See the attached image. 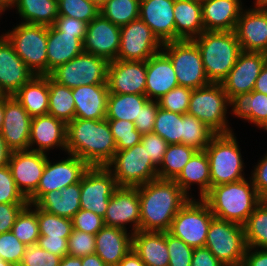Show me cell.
<instances>
[{"mask_svg": "<svg viewBox=\"0 0 267 266\" xmlns=\"http://www.w3.org/2000/svg\"><path fill=\"white\" fill-rule=\"evenodd\" d=\"M140 230L167 232L179 210L190 200L174 180L155 179L138 186Z\"/></svg>", "mask_w": 267, "mask_h": 266, "instance_id": "cell-1", "label": "cell"}, {"mask_svg": "<svg viewBox=\"0 0 267 266\" xmlns=\"http://www.w3.org/2000/svg\"><path fill=\"white\" fill-rule=\"evenodd\" d=\"M66 151L90 167H105L117 151L108 120L74 118L67 123Z\"/></svg>", "mask_w": 267, "mask_h": 266, "instance_id": "cell-2", "label": "cell"}, {"mask_svg": "<svg viewBox=\"0 0 267 266\" xmlns=\"http://www.w3.org/2000/svg\"><path fill=\"white\" fill-rule=\"evenodd\" d=\"M214 217L244 225L255 207L262 201L253 186L245 179L210 188L202 198Z\"/></svg>", "mask_w": 267, "mask_h": 266, "instance_id": "cell-3", "label": "cell"}, {"mask_svg": "<svg viewBox=\"0 0 267 266\" xmlns=\"http://www.w3.org/2000/svg\"><path fill=\"white\" fill-rule=\"evenodd\" d=\"M193 41L202 56L205 74L210 83H221L236 64L241 53L234 31H204Z\"/></svg>", "mask_w": 267, "mask_h": 266, "instance_id": "cell-4", "label": "cell"}, {"mask_svg": "<svg viewBox=\"0 0 267 266\" xmlns=\"http://www.w3.org/2000/svg\"><path fill=\"white\" fill-rule=\"evenodd\" d=\"M234 133L216 134L204 149L210 163L211 187L241 181L244 162Z\"/></svg>", "mask_w": 267, "mask_h": 266, "instance_id": "cell-5", "label": "cell"}, {"mask_svg": "<svg viewBox=\"0 0 267 266\" xmlns=\"http://www.w3.org/2000/svg\"><path fill=\"white\" fill-rule=\"evenodd\" d=\"M230 100L221 83L192 89L188 114L195 116L216 134L232 132L226 117Z\"/></svg>", "mask_w": 267, "mask_h": 266, "instance_id": "cell-6", "label": "cell"}, {"mask_svg": "<svg viewBox=\"0 0 267 266\" xmlns=\"http://www.w3.org/2000/svg\"><path fill=\"white\" fill-rule=\"evenodd\" d=\"M3 35L35 75H47L48 26L19 23Z\"/></svg>", "mask_w": 267, "mask_h": 266, "instance_id": "cell-7", "label": "cell"}, {"mask_svg": "<svg viewBox=\"0 0 267 266\" xmlns=\"http://www.w3.org/2000/svg\"><path fill=\"white\" fill-rule=\"evenodd\" d=\"M105 167L112 173L118 187H138L158 178L157 168L141 142L132 148L117 150Z\"/></svg>", "mask_w": 267, "mask_h": 266, "instance_id": "cell-8", "label": "cell"}, {"mask_svg": "<svg viewBox=\"0 0 267 266\" xmlns=\"http://www.w3.org/2000/svg\"><path fill=\"white\" fill-rule=\"evenodd\" d=\"M205 247L225 266H242L247 249L244 227L213 217Z\"/></svg>", "mask_w": 267, "mask_h": 266, "instance_id": "cell-9", "label": "cell"}, {"mask_svg": "<svg viewBox=\"0 0 267 266\" xmlns=\"http://www.w3.org/2000/svg\"><path fill=\"white\" fill-rule=\"evenodd\" d=\"M162 51L172 62L179 86L197 89L210 84L204 71L200 50L193 40L164 43Z\"/></svg>", "mask_w": 267, "mask_h": 266, "instance_id": "cell-10", "label": "cell"}, {"mask_svg": "<svg viewBox=\"0 0 267 266\" xmlns=\"http://www.w3.org/2000/svg\"><path fill=\"white\" fill-rule=\"evenodd\" d=\"M214 217L203 199L191 198L172 220L169 233L193 248L205 247L207 233Z\"/></svg>", "mask_w": 267, "mask_h": 266, "instance_id": "cell-11", "label": "cell"}, {"mask_svg": "<svg viewBox=\"0 0 267 266\" xmlns=\"http://www.w3.org/2000/svg\"><path fill=\"white\" fill-rule=\"evenodd\" d=\"M108 65L107 59L83 51L58 66L49 76L58 84L71 89L83 85L107 84Z\"/></svg>", "mask_w": 267, "mask_h": 266, "instance_id": "cell-12", "label": "cell"}, {"mask_svg": "<svg viewBox=\"0 0 267 266\" xmlns=\"http://www.w3.org/2000/svg\"><path fill=\"white\" fill-rule=\"evenodd\" d=\"M68 155L67 159L56 163L50 162L47 158L37 190L27 199L28 204H36L46 193L61 191L65 187L81 181L90 166L79 157Z\"/></svg>", "mask_w": 267, "mask_h": 266, "instance_id": "cell-13", "label": "cell"}, {"mask_svg": "<svg viewBox=\"0 0 267 266\" xmlns=\"http://www.w3.org/2000/svg\"><path fill=\"white\" fill-rule=\"evenodd\" d=\"M81 209L104 218L113 192L118 188L112 173L103 166H93L80 181Z\"/></svg>", "mask_w": 267, "mask_h": 266, "instance_id": "cell-14", "label": "cell"}, {"mask_svg": "<svg viewBox=\"0 0 267 266\" xmlns=\"http://www.w3.org/2000/svg\"><path fill=\"white\" fill-rule=\"evenodd\" d=\"M162 43L140 19L120 27V47L117 59L146 61L162 50Z\"/></svg>", "mask_w": 267, "mask_h": 266, "instance_id": "cell-15", "label": "cell"}, {"mask_svg": "<svg viewBox=\"0 0 267 266\" xmlns=\"http://www.w3.org/2000/svg\"><path fill=\"white\" fill-rule=\"evenodd\" d=\"M47 153L33 150L13 151L8 166L18 190L28 199L39 185L45 169Z\"/></svg>", "mask_w": 267, "mask_h": 266, "instance_id": "cell-16", "label": "cell"}, {"mask_svg": "<svg viewBox=\"0 0 267 266\" xmlns=\"http://www.w3.org/2000/svg\"><path fill=\"white\" fill-rule=\"evenodd\" d=\"M267 62V54L241 51L236 64L221 82L229 100L234 96L252 92L261 69Z\"/></svg>", "mask_w": 267, "mask_h": 266, "instance_id": "cell-17", "label": "cell"}, {"mask_svg": "<svg viewBox=\"0 0 267 266\" xmlns=\"http://www.w3.org/2000/svg\"><path fill=\"white\" fill-rule=\"evenodd\" d=\"M140 212L138 187H118L110 198L104 224L127 230L131 223L133 234L140 230Z\"/></svg>", "mask_w": 267, "mask_h": 266, "instance_id": "cell-18", "label": "cell"}, {"mask_svg": "<svg viewBox=\"0 0 267 266\" xmlns=\"http://www.w3.org/2000/svg\"><path fill=\"white\" fill-rule=\"evenodd\" d=\"M32 117L16 97L4 95V117L1 134L13 151L28 150Z\"/></svg>", "mask_w": 267, "mask_h": 266, "instance_id": "cell-19", "label": "cell"}, {"mask_svg": "<svg viewBox=\"0 0 267 266\" xmlns=\"http://www.w3.org/2000/svg\"><path fill=\"white\" fill-rule=\"evenodd\" d=\"M120 47V27L99 14L87 25L83 42L84 52L116 60Z\"/></svg>", "mask_w": 267, "mask_h": 266, "instance_id": "cell-20", "label": "cell"}, {"mask_svg": "<svg viewBox=\"0 0 267 266\" xmlns=\"http://www.w3.org/2000/svg\"><path fill=\"white\" fill-rule=\"evenodd\" d=\"M107 84L109 93L145 95L146 61H110Z\"/></svg>", "mask_w": 267, "mask_h": 266, "instance_id": "cell-21", "label": "cell"}, {"mask_svg": "<svg viewBox=\"0 0 267 266\" xmlns=\"http://www.w3.org/2000/svg\"><path fill=\"white\" fill-rule=\"evenodd\" d=\"M242 51L267 54V10H242L234 30Z\"/></svg>", "mask_w": 267, "mask_h": 266, "instance_id": "cell-22", "label": "cell"}, {"mask_svg": "<svg viewBox=\"0 0 267 266\" xmlns=\"http://www.w3.org/2000/svg\"><path fill=\"white\" fill-rule=\"evenodd\" d=\"M35 73L16 54L12 44L0 36V91L3 95L13 96Z\"/></svg>", "mask_w": 267, "mask_h": 266, "instance_id": "cell-23", "label": "cell"}, {"mask_svg": "<svg viewBox=\"0 0 267 266\" xmlns=\"http://www.w3.org/2000/svg\"><path fill=\"white\" fill-rule=\"evenodd\" d=\"M175 0H140L139 18L164 44L175 41Z\"/></svg>", "mask_w": 267, "mask_h": 266, "instance_id": "cell-24", "label": "cell"}, {"mask_svg": "<svg viewBox=\"0 0 267 266\" xmlns=\"http://www.w3.org/2000/svg\"><path fill=\"white\" fill-rule=\"evenodd\" d=\"M66 133L67 124L52 115L32 117L28 149L45 153L61 147L66 152Z\"/></svg>", "mask_w": 267, "mask_h": 266, "instance_id": "cell-25", "label": "cell"}, {"mask_svg": "<svg viewBox=\"0 0 267 266\" xmlns=\"http://www.w3.org/2000/svg\"><path fill=\"white\" fill-rule=\"evenodd\" d=\"M177 86L172 62L162 50L146 60L145 95L149 100H158Z\"/></svg>", "mask_w": 267, "mask_h": 266, "instance_id": "cell-26", "label": "cell"}, {"mask_svg": "<svg viewBox=\"0 0 267 266\" xmlns=\"http://www.w3.org/2000/svg\"><path fill=\"white\" fill-rule=\"evenodd\" d=\"M241 0H201L205 31H234L243 10Z\"/></svg>", "mask_w": 267, "mask_h": 266, "instance_id": "cell-27", "label": "cell"}, {"mask_svg": "<svg viewBox=\"0 0 267 266\" xmlns=\"http://www.w3.org/2000/svg\"><path fill=\"white\" fill-rule=\"evenodd\" d=\"M132 235L122 228L105 225L95 235V253L107 266H118L132 249Z\"/></svg>", "mask_w": 267, "mask_h": 266, "instance_id": "cell-28", "label": "cell"}, {"mask_svg": "<svg viewBox=\"0 0 267 266\" xmlns=\"http://www.w3.org/2000/svg\"><path fill=\"white\" fill-rule=\"evenodd\" d=\"M75 118L106 119L108 84L83 85L72 89Z\"/></svg>", "mask_w": 267, "mask_h": 266, "instance_id": "cell-29", "label": "cell"}, {"mask_svg": "<svg viewBox=\"0 0 267 266\" xmlns=\"http://www.w3.org/2000/svg\"><path fill=\"white\" fill-rule=\"evenodd\" d=\"M47 75L58 66L72 60L83 50V42L75 34H65L48 26Z\"/></svg>", "mask_w": 267, "mask_h": 266, "instance_id": "cell-30", "label": "cell"}, {"mask_svg": "<svg viewBox=\"0 0 267 266\" xmlns=\"http://www.w3.org/2000/svg\"><path fill=\"white\" fill-rule=\"evenodd\" d=\"M132 249L146 266H168L166 232L137 231L132 235Z\"/></svg>", "mask_w": 267, "mask_h": 266, "instance_id": "cell-31", "label": "cell"}, {"mask_svg": "<svg viewBox=\"0 0 267 266\" xmlns=\"http://www.w3.org/2000/svg\"><path fill=\"white\" fill-rule=\"evenodd\" d=\"M175 41L193 40L204 32L201 0H175Z\"/></svg>", "mask_w": 267, "mask_h": 266, "instance_id": "cell-32", "label": "cell"}, {"mask_svg": "<svg viewBox=\"0 0 267 266\" xmlns=\"http://www.w3.org/2000/svg\"><path fill=\"white\" fill-rule=\"evenodd\" d=\"M80 182L69 185L61 191L46 193L35 205L43 211L71 219L80 209Z\"/></svg>", "mask_w": 267, "mask_h": 266, "instance_id": "cell-33", "label": "cell"}, {"mask_svg": "<svg viewBox=\"0 0 267 266\" xmlns=\"http://www.w3.org/2000/svg\"><path fill=\"white\" fill-rule=\"evenodd\" d=\"M14 97L31 117L48 114L49 75H35L14 94Z\"/></svg>", "mask_w": 267, "mask_h": 266, "instance_id": "cell-34", "label": "cell"}, {"mask_svg": "<svg viewBox=\"0 0 267 266\" xmlns=\"http://www.w3.org/2000/svg\"><path fill=\"white\" fill-rule=\"evenodd\" d=\"M174 181L187 195L191 190L190 186L199 185L202 199L211 188L210 163L205 150L197 151Z\"/></svg>", "mask_w": 267, "mask_h": 266, "instance_id": "cell-35", "label": "cell"}, {"mask_svg": "<svg viewBox=\"0 0 267 266\" xmlns=\"http://www.w3.org/2000/svg\"><path fill=\"white\" fill-rule=\"evenodd\" d=\"M233 114L267 131V95L256 91L234 96L230 100Z\"/></svg>", "mask_w": 267, "mask_h": 266, "instance_id": "cell-36", "label": "cell"}, {"mask_svg": "<svg viewBox=\"0 0 267 266\" xmlns=\"http://www.w3.org/2000/svg\"><path fill=\"white\" fill-rule=\"evenodd\" d=\"M13 6L23 23L52 26L59 16L57 0H16Z\"/></svg>", "mask_w": 267, "mask_h": 266, "instance_id": "cell-37", "label": "cell"}, {"mask_svg": "<svg viewBox=\"0 0 267 266\" xmlns=\"http://www.w3.org/2000/svg\"><path fill=\"white\" fill-rule=\"evenodd\" d=\"M148 101L146 95L109 93L106 119L127 120L134 123L141 108Z\"/></svg>", "mask_w": 267, "mask_h": 266, "instance_id": "cell-38", "label": "cell"}, {"mask_svg": "<svg viewBox=\"0 0 267 266\" xmlns=\"http://www.w3.org/2000/svg\"><path fill=\"white\" fill-rule=\"evenodd\" d=\"M48 114L66 124L75 118V104L72 89L58 84L49 76Z\"/></svg>", "mask_w": 267, "mask_h": 266, "instance_id": "cell-39", "label": "cell"}, {"mask_svg": "<svg viewBox=\"0 0 267 266\" xmlns=\"http://www.w3.org/2000/svg\"><path fill=\"white\" fill-rule=\"evenodd\" d=\"M197 151L185 144H168L162 163L157 169L158 178L174 180Z\"/></svg>", "mask_w": 267, "mask_h": 266, "instance_id": "cell-40", "label": "cell"}, {"mask_svg": "<svg viewBox=\"0 0 267 266\" xmlns=\"http://www.w3.org/2000/svg\"><path fill=\"white\" fill-rule=\"evenodd\" d=\"M247 247L267 248V200H262L243 225Z\"/></svg>", "mask_w": 267, "mask_h": 266, "instance_id": "cell-41", "label": "cell"}, {"mask_svg": "<svg viewBox=\"0 0 267 266\" xmlns=\"http://www.w3.org/2000/svg\"><path fill=\"white\" fill-rule=\"evenodd\" d=\"M183 135L182 144L203 151L211 142L216 133L188 113L182 114Z\"/></svg>", "mask_w": 267, "mask_h": 266, "instance_id": "cell-42", "label": "cell"}, {"mask_svg": "<svg viewBox=\"0 0 267 266\" xmlns=\"http://www.w3.org/2000/svg\"><path fill=\"white\" fill-rule=\"evenodd\" d=\"M140 0H107L100 14L119 27L139 18Z\"/></svg>", "mask_w": 267, "mask_h": 266, "instance_id": "cell-43", "label": "cell"}, {"mask_svg": "<svg viewBox=\"0 0 267 266\" xmlns=\"http://www.w3.org/2000/svg\"><path fill=\"white\" fill-rule=\"evenodd\" d=\"M32 206L34 210L31 209ZM11 231L18 240L26 246L37 244L40 233L37 218V206L35 204H27L21 210Z\"/></svg>", "mask_w": 267, "mask_h": 266, "instance_id": "cell-44", "label": "cell"}, {"mask_svg": "<svg viewBox=\"0 0 267 266\" xmlns=\"http://www.w3.org/2000/svg\"><path fill=\"white\" fill-rule=\"evenodd\" d=\"M153 133L162 137L168 144H182V114L159 107Z\"/></svg>", "mask_w": 267, "mask_h": 266, "instance_id": "cell-45", "label": "cell"}, {"mask_svg": "<svg viewBox=\"0 0 267 266\" xmlns=\"http://www.w3.org/2000/svg\"><path fill=\"white\" fill-rule=\"evenodd\" d=\"M37 218L40 236L69 239L73 230L71 219L47 213L38 207Z\"/></svg>", "mask_w": 267, "mask_h": 266, "instance_id": "cell-46", "label": "cell"}, {"mask_svg": "<svg viewBox=\"0 0 267 266\" xmlns=\"http://www.w3.org/2000/svg\"><path fill=\"white\" fill-rule=\"evenodd\" d=\"M59 16L90 23L100 14V8L88 0H57Z\"/></svg>", "mask_w": 267, "mask_h": 266, "instance_id": "cell-47", "label": "cell"}, {"mask_svg": "<svg viewBox=\"0 0 267 266\" xmlns=\"http://www.w3.org/2000/svg\"><path fill=\"white\" fill-rule=\"evenodd\" d=\"M107 120L115 140L117 150L129 149L141 142L142 134L136 129L133 122L117 119Z\"/></svg>", "mask_w": 267, "mask_h": 266, "instance_id": "cell-48", "label": "cell"}, {"mask_svg": "<svg viewBox=\"0 0 267 266\" xmlns=\"http://www.w3.org/2000/svg\"><path fill=\"white\" fill-rule=\"evenodd\" d=\"M192 89L183 86H177L171 89L167 94L159 98V107L178 114H185L189 109V102Z\"/></svg>", "mask_w": 267, "mask_h": 266, "instance_id": "cell-49", "label": "cell"}, {"mask_svg": "<svg viewBox=\"0 0 267 266\" xmlns=\"http://www.w3.org/2000/svg\"><path fill=\"white\" fill-rule=\"evenodd\" d=\"M166 244L169 252L168 266H191L194 248L183 240L166 232Z\"/></svg>", "mask_w": 267, "mask_h": 266, "instance_id": "cell-50", "label": "cell"}, {"mask_svg": "<svg viewBox=\"0 0 267 266\" xmlns=\"http://www.w3.org/2000/svg\"><path fill=\"white\" fill-rule=\"evenodd\" d=\"M28 204L27 199L18 190L9 166L0 167V204Z\"/></svg>", "mask_w": 267, "mask_h": 266, "instance_id": "cell-51", "label": "cell"}, {"mask_svg": "<svg viewBox=\"0 0 267 266\" xmlns=\"http://www.w3.org/2000/svg\"><path fill=\"white\" fill-rule=\"evenodd\" d=\"M26 247L12 231L0 234V256L2 260L19 266Z\"/></svg>", "mask_w": 267, "mask_h": 266, "instance_id": "cell-52", "label": "cell"}, {"mask_svg": "<svg viewBox=\"0 0 267 266\" xmlns=\"http://www.w3.org/2000/svg\"><path fill=\"white\" fill-rule=\"evenodd\" d=\"M94 253L95 235L73 229L68 239V255L81 258Z\"/></svg>", "mask_w": 267, "mask_h": 266, "instance_id": "cell-53", "label": "cell"}, {"mask_svg": "<svg viewBox=\"0 0 267 266\" xmlns=\"http://www.w3.org/2000/svg\"><path fill=\"white\" fill-rule=\"evenodd\" d=\"M61 258L38 244L26 247L19 266H58Z\"/></svg>", "mask_w": 267, "mask_h": 266, "instance_id": "cell-54", "label": "cell"}, {"mask_svg": "<svg viewBox=\"0 0 267 266\" xmlns=\"http://www.w3.org/2000/svg\"><path fill=\"white\" fill-rule=\"evenodd\" d=\"M73 229L96 235L104 224V218L91 211L80 209L72 218Z\"/></svg>", "mask_w": 267, "mask_h": 266, "instance_id": "cell-55", "label": "cell"}, {"mask_svg": "<svg viewBox=\"0 0 267 266\" xmlns=\"http://www.w3.org/2000/svg\"><path fill=\"white\" fill-rule=\"evenodd\" d=\"M141 143L144 148H146V152L148 153V157L151 159L152 164L158 169L162 163L168 143L155 133L143 134Z\"/></svg>", "mask_w": 267, "mask_h": 266, "instance_id": "cell-56", "label": "cell"}, {"mask_svg": "<svg viewBox=\"0 0 267 266\" xmlns=\"http://www.w3.org/2000/svg\"><path fill=\"white\" fill-rule=\"evenodd\" d=\"M159 104L157 100H149L140 111L138 119L134 124L136 129L143 135L153 133L154 122L158 112Z\"/></svg>", "mask_w": 267, "mask_h": 266, "instance_id": "cell-57", "label": "cell"}, {"mask_svg": "<svg viewBox=\"0 0 267 266\" xmlns=\"http://www.w3.org/2000/svg\"><path fill=\"white\" fill-rule=\"evenodd\" d=\"M87 25L86 22L72 17L58 16L52 27L56 31H61L65 34H75L77 38L84 42Z\"/></svg>", "mask_w": 267, "mask_h": 266, "instance_id": "cell-58", "label": "cell"}, {"mask_svg": "<svg viewBox=\"0 0 267 266\" xmlns=\"http://www.w3.org/2000/svg\"><path fill=\"white\" fill-rule=\"evenodd\" d=\"M27 204H0V234L10 232L21 210Z\"/></svg>", "mask_w": 267, "mask_h": 266, "instance_id": "cell-59", "label": "cell"}, {"mask_svg": "<svg viewBox=\"0 0 267 266\" xmlns=\"http://www.w3.org/2000/svg\"><path fill=\"white\" fill-rule=\"evenodd\" d=\"M252 171L251 180L261 200H267V153Z\"/></svg>", "mask_w": 267, "mask_h": 266, "instance_id": "cell-60", "label": "cell"}, {"mask_svg": "<svg viewBox=\"0 0 267 266\" xmlns=\"http://www.w3.org/2000/svg\"><path fill=\"white\" fill-rule=\"evenodd\" d=\"M37 244L44 250L63 258L68 255V239L60 237L40 236Z\"/></svg>", "mask_w": 267, "mask_h": 266, "instance_id": "cell-61", "label": "cell"}, {"mask_svg": "<svg viewBox=\"0 0 267 266\" xmlns=\"http://www.w3.org/2000/svg\"><path fill=\"white\" fill-rule=\"evenodd\" d=\"M191 266H225L206 247L194 248Z\"/></svg>", "mask_w": 267, "mask_h": 266, "instance_id": "cell-62", "label": "cell"}, {"mask_svg": "<svg viewBox=\"0 0 267 266\" xmlns=\"http://www.w3.org/2000/svg\"><path fill=\"white\" fill-rule=\"evenodd\" d=\"M242 266H267V248L247 247Z\"/></svg>", "mask_w": 267, "mask_h": 266, "instance_id": "cell-63", "label": "cell"}, {"mask_svg": "<svg viewBox=\"0 0 267 266\" xmlns=\"http://www.w3.org/2000/svg\"><path fill=\"white\" fill-rule=\"evenodd\" d=\"M253 91L267 95V62L261 69L260 75L256 79Z\"/></svg>", "mask_w": 267, "mask_h": 266, "instance_id": "cell-64", "label": "cell"}, {"mask_svg": "<svg viewBox=\"0 0 267 266\" xmlns=\"http://www.w3.org/2000/svg\"><path fill=\"white\" fill-rule=\"evenodd\" d=\"M118 266H146L140 257L131 249L127 255L119 262Z\"/></svg>", "mask_w": 267, "mask_h": 266, "instance_id": "cell-65", "label": "cell"}, {"mask_svg": "<svg viewBox=\"0 0 267 266\" xmlns=\"http://www.w3.org/2000/svg\"><path fill=\"white\" fill-rule=\"evenodd\" d=\"M12 151L7 147V144L0 133V167L7 166Z\"/></svg>", "mask_w": 267, "mask_h": 266, "instance_id": "cell-66", "label": "cell"}, {"mask_svg": "<svg viewBox=\"0 0 267 266\" xmlns=\"http://www.w3.org/2000/svg\"><path fill=\"white\" fill-rule=\"evenodd\" d=\"M82 266H107V265L96 253H94L82 257Z\"/></svg>", "mask_w": 267, "mask_h": 266, "instance_id": "cell-67", "label": "cell"}, {"mask_svg": "<svg viewBox=\"0 0 267 266\" xmlns=\"http://www.w3.org/2000/svg\"><path fill=\"white\" fill-rule=\"evenodd\" d=\"M58 266H82V257L66 255L61 258Z\"/></svg>", "mask_w": 267, "mask_h": 266, "instance_id": "cell-68", "label": "cell"}, {"mask_svg": "<svg viewBox=\"0 0 267 266\" xmlns=\"http://www.w3.org/2000/svg\"><path fill=\"white\" fill-rule=\"evenodd\" d=\"M16 0H0V9L5 12Z\"/></svg>", "mask_w": 267, "mask_h": 266, "instance_id": "cell-69", "label": "cell"}, {"mask_svg": "<svg viewBox=\"0 0 267 266\" xmlns=\"http://www.w3.org/2000/svg\"><path fill=\"white\" fill-rule=\"evenodd\" d=\"M3 117H4V96L0 98V132L3 126Z\"/></svg>", "mask_w": 267, "mask_h": 266, "instance_id": "cell-70", "label": "cell"}, {"mask_svg": "<svg viewBox=\"0 0 267 266\" xmlns=\"http://www.w3.org/2000/svg\"><path fill=\"white\" fill-rule=\"evenodd\" d=\"M254 8L267 10V0H255Z\"/></svg>", "mask_w": 267, "mask_h": 266, "instance_id": "cell-71", "label": "cell"}, {"mask_svg": "<svg viewBox=\"0 0 267 266\" xmlns=\"http://www.w3.org/2000/svg\"><path fill=\"white\" fill-rule=\"evenodd\" d=\"M88 1L96 4L100 8L107 0H88Z\"/></svg>", "mask_w": 267, "mask_h": 266, "instance_id": "cell-72", "label": "cell"}, {"mask_svg": "<svg viewBox=\"0 0 267 266\" xmlns=\"http://www.w3.org/2000/svg\"><path fill=\"white\" fill-rule=\"evenodd\" d=\"M0 266H16V265L2 260V258L0 256Z\"/></svg>", "mask_w": 267, "mask_h": 266, "instance_id": "cell-73", "label": "cell"}, {"mask_svg": "<svg viewBox=\"0 0 267 266\" xmlns=\"http://www.w3.org/2000/svg\"><path fill=\"white\" fill-rule=\"evenodd\" d=\"M3 96H4L3 93L0 91V98L3 97Z\"/></svg>", "mask_w": 267, "mask_h": 266, "instance_id": "cell-74", "label": "cell"}]
</instances>
